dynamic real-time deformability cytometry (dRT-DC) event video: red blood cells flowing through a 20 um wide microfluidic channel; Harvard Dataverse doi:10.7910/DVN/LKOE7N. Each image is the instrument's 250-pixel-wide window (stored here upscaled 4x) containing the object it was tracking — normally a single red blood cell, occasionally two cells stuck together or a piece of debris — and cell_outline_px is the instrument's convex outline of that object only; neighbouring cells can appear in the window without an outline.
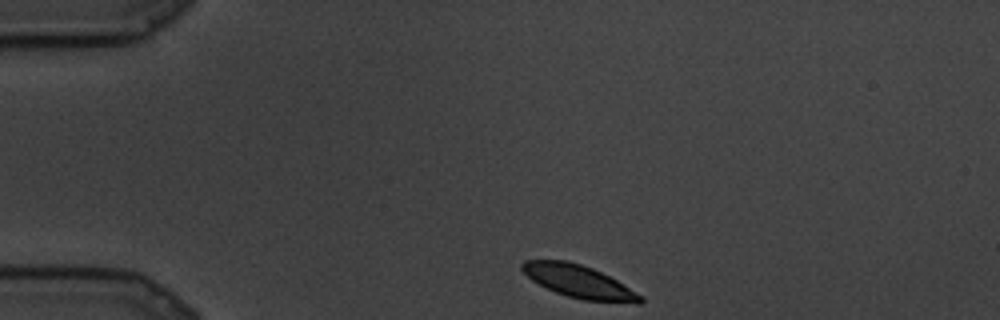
{"species": "common noctule bat (a hibernating species)", "species_latin": "Nyctalus noctula", "temperature_condition": "cold", "stored_images_in_passage": 73, "camera_frame_rate_fps": 3000, "um_per_image_px": 0.085, "animal": {"sex": "male", "body_mass_g": 19.5, "forearm_length_mm": 54.6}, "frame": {"image": 1, "passage_image": 1, "time_ms": 0.0, "image_size_px": [1000, 320], "cell_outline_px": [[644, 300], [640, 304], [636, 304], [584, 300], [568, 296], [556, 292], [532, 280], [520, 268], [520, 264], [524, 260], [568, 260], [592, 268], [616, 280], [644, 296]], "centroid_in_image_um": [49.24, 23.94], "position_along_channel_um": 35.8, "area_um2": 22.48}}
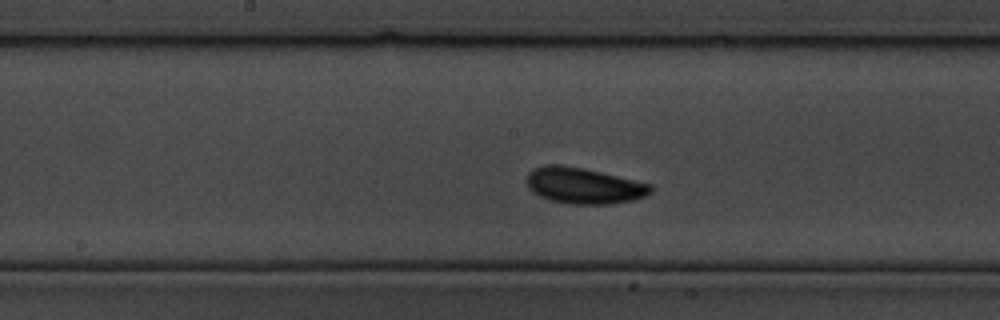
{"frame": {"image": 2, "passage_image": 29, "time_ms": 9.333, "image_size_px": [1000, 320], "cell_outline_px": [[652, 192], [644, 196], [632, 200], [608, 204], [568, 204], [552, 200], [540, 196], [532, 192], [528, 188], [528, 172], [532, 168], [544, 164], [560, 164], [584, 168], [652, 184]], "centroid_in_image_um": [49.6, 15.77], "position_along_channel_um": 198.6, "area_um2": 26.07}}
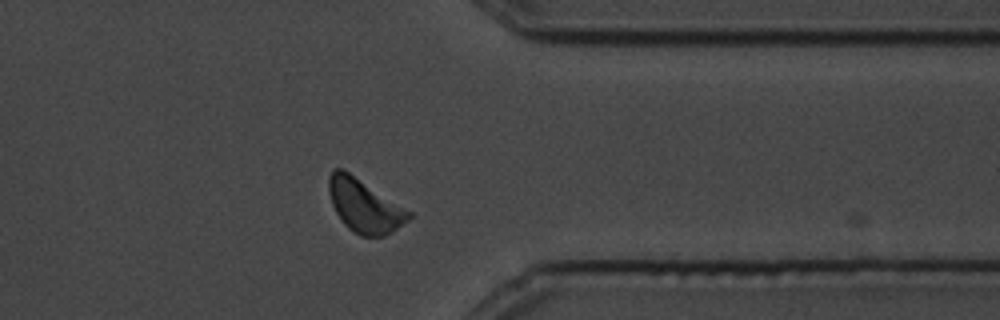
{"frame": {"image": 3, "passage_image": 54, "time_ms": 17.667, "image_size_px": [1000, 320], "cell_outline_px": [[412, 216], [408, 220], [392, 232], [384, 236], [360, 236], [348, 228], [344, 224], [336, 212], [332, 204], [328, 192], [328, 176], [332, 168], [344, 168], [412, 212]], "centroid_in_image_um": [30.95, 17.46], "position_along_channel_um": 380.4, "area_um2": 24.97}}